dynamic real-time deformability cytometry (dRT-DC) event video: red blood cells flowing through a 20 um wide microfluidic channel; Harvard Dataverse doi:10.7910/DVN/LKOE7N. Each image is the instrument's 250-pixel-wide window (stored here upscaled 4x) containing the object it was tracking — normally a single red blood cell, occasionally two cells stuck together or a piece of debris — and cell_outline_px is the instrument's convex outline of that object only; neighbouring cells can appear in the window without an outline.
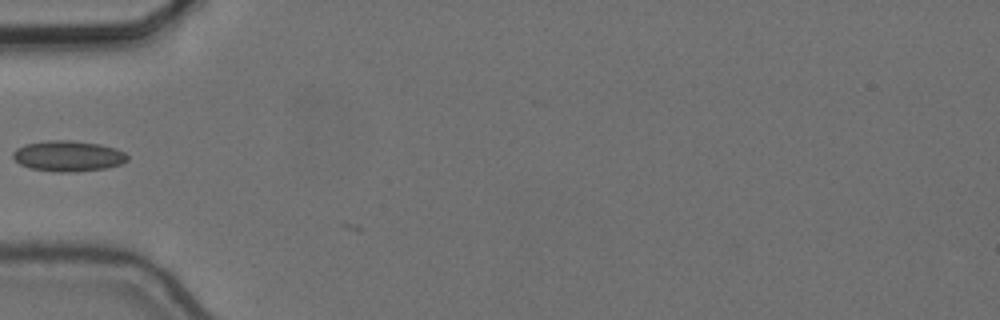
{"species": "common noctule bat (a hibernating species)", "species_latin": "Nyctalus noctula", "temperature_condition": "cold", "stored_images_in_passage": 4, "camera_frame_rate_fps": 3000, "um_per_image_px": 0.085, "animal": {"sex": "female", "body_mass_g": 24.6, "forearm_length_mm": 56.2}, "frame": {"image": 1, "passage_image": 3, "time_ms": 0.667, "image_size_px": [1000, 320], "cell_outline_px": [[128, 160], [120, 164], [104, 168], [72, 172], [56, 172], [32, 168], [20, 164], [12, 156], [12, 152], [16, 148], [28, 144], [48, 140], [72, 140], [100, 144], [116, 148], [124, 152], [128, 156]], "centroid_in_image_um": [5.8, 13.25], "position_along_channel_um": 79.2, "area_um2": 20.35}}